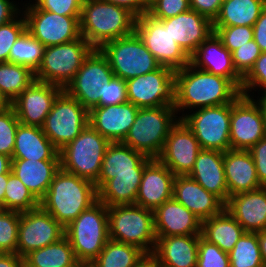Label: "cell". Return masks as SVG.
<instances>
[{
    "instance_id": "cell-1",
    "label": "cell",
    "mask_w": 266,
    "mask_h": 267,
    "mask_svg": "<svg viewBox=\"0 0 266 267\" xmlns=\"http://www.w3.org/2000/svg\"><path fill=\"white\" fill-rule=\"evenodd\" d=\"M241 95L240 89L228 78L214 75L190 63L175 71V105L177 112L214 107L234 102Z\"/></svg>"
},
{
    "instance_id": "cell-2",
    "label": "cell",
    "mask_w": 266,
    "mask_h": 267,
    "mask_svg": "<svg viewBox=\"0 0 266 267\" xmlns=\"http://www.w3.org/2000/svg\"><path fill=\"white\" fill-rule=\"evenodd\" d=\"M97 200L94 182L60 168L39 206L65 228Z\"/></svg>"
},
{
    "instance_id": "cell-3",
    "label": "cell",
    "mask_w": 266,
    "mask_h": 267,
    "mask_svg": "<svg viewBox=\"0 0 266 267\" xmlns=\"http://www.w3.org/2000/svg\"><path fill=\"white\" fill-rule=\"evenodd\" d=\"M80 35L94 49L105 43L130 35L136 17L127 9L101 0H84L80 17Z\"/></svg>"
},
{
    "instance_id": "cell-4",
    "label": "cell",
    "mask_w": 266,
    "mask_h": 267,
    "mask_svg": "<svg viewBox=\"0 0 266 267\" xmlns=\"http://www.w3.org/2000/svg\"><path fill=\"white\" fill-rule=\"evenodd\" d=\"M176 114L174 106L139 108L134 123L121 143L157 159L170 129L179 120Z\"/></svg>"
},
{
    "instance_id": "cell-5",
    "label": "cell",
    "mask_w": 266,
    "mask_h": 267,
    "mask_svg": "<svg viewBox=\"0 0 266 267\" xmlns=\"http://www.w3.org/2000/svg\"><path fill=\"white\" fill-rule=\"evenodd\" d=\"M77 260L92 263L109 240L108 207L97 200L65 227Z\"/></svg>"
},
{
    "instance_id": "cell-6",
    "label": "cell",
    "mask_w": 266,
    "mask_h": 267,
    "mask_svg": "<svg viewBox=\"0 0 266 267\" xmlns=\"http://www.w3.org/2000/svg\"><path fill=\"white\" fill-rule=\"evenodd\" d=\"M110 144L109 140L88 124L73 141L59 151L60 168L95 183Z\"/></svg>"
},
{
    "instance_id": "cell-7",
    "label": "cell",
    "mask_w": 266,
    "mask_h": 267,
    "mask_svg": "<svg viewBox=\"0 0 266 267\" xmlns=\"http://www.w3.org/2000/svg\"><path fill=\"white\" fill-rule=\"evenodd\" d=\"M109 239L152 253L156 245L154 211L136 204L108 207Z\"/></svg>"
},
{
    "instance_id": "cell-8",
    "label": "cell",
    "mask_w": 266,
    "mask_h": 267,
    "mask_svg": "<svg viewBox=\"0 0 266 267\" xmlns=\"http://www.w3.org/2000/svg\"><path fill=\"white\" fill-rule=\"evenodd\" d=\"M93 49L82 36L68 43L45 47L35 80L65 89Z\"/></svg>"
},
{
    "instance_id": "cell-9",
    "label": "cell",
    "mask_w": 266,
    "mask_h": 267,
    "mask_svg": "<svg viewBox=\"0 0 266 267\" xmlns=\"http://www.w3.org/2000/svg\"><path fill=\"white\" fill-rule=\"evenodd\" d=\"M100 50L107 57L114 76L125 81L161 66L135 31L105 43Z\"/></svg>"
},
{
    "instance_id": "cell-10",
    "label": "cell",
    "mask_w": 266,
    "mask_h": 267,
    "mask_svg": "<svg viewBox=\"0 0 266 267\" xmlns=\"http://www.w3.org/2000/svg\"><path fill=\"white\" fill-rule=\"evenodd\" d=\"M89 124V111L63 90L42 126L43 133L60 151Z\"/></svg>"
},
{
    "instance_id": "cell-11",
    "label": "cell",
    "mask_w": 266,
    "mask_h": 267,
    "mask_svg": "<svg viewBox=\"0 0 266 267\" xmlns=\"http://www.w3.org/2000/svg\"><path fill=\"white\" fill-rule=\"evenodd\" d=\"M230 117L231 103L191 110L181 120L194 133L201 149L226 152L231 149Z\"/></svg>"
},
{
    "instance_id": "cell-12",
    "label": "cell",
    "mask_w": 266,
    "mask_h": 267,
    "mask_svg": "<svg viewBox=\"0 0 266 267\" xmlns=\"http://www.w3.org/2000/svg\"><path fill=\"white\" fill-rule=\"evenodd\" d=\"M26 4L21 11L26 20V30L45 47L68 43L81 36V16L59 15L40 10L34 3Z\"/></svg>"
},
{
    "instance_id": "cell-13",
    "label": "cell",
    "mask_w": 266,
    "mask_h": 267,
    "mask_svg": "<svg viewBox=\"0 0 266 267\" xmlns=\"http://www.w3.org/2000/svg\"><path fill=\"white\" fill-rule=\"evenodd\" d=\"M128 102L139 108L175 105V71L160 66L153 72L126 80Z\"/></svg>"
},
{
    "instance_id": "cell-14",
    "label": "cell",
    "mask_w": 266,
    "mask_h": 267,
    "mask_svg": "<svg viewBox=\"0 0 266 267\" xmlns=\"http://www.w3.org/2000/svg\"><path fill=\"white\" fill-rule=\"evenodd\" d=\"M134 31L161 66L176 71L190 63V57L173 40L168 26L161 20L143 14L136 18Z\"/></svg>"
},
{
    "instance_id": "cell-15",
    "label": "cell",
    "mask_w": 266,
    "mask_h": 267,
    "mask_svg": "<svg viewBox=\"0 0 266 267\" xmlns=\"http://www.w3.org/2000/svg\"><path fill=\"white\" fill-rule=\"evenodd\" d=\"M114 77L107 57L93 49L85 58L74 79L64 89L85 109L99 107V89Z\"/></svg>"
},
{
    "instance_id": "cell-16",
    "label": "cell",
    "mask_w": 266,
    "mask_h": 267,
    "mask_svg": "<svg viewBox=\"0 0 266 267\" xmlns=\"http://www.w3.org/2000/svg\"><path fill=\"white\" fill-rule=\"evenodd\" d=\"M266 136V123L254 97L240 95L231 103L230 145L232 150H249Z\"/></svg>"
},
{
    "instance_id": "cell-17",
    "label": "cell",
    "mask_w": 266,
    "mask_h": 267,
    "mask_svg": "<svg viewBox=\"0 0 266 267\" xmlns=\"http://www.w3.org/2000/svg\"><path fill=\"white\" fill-rule=\"evenodd\" d=\"M65 228L40 206L20 213L16 253L24 257L29 252L48 246L65 236Z\"/></svg>"
},
{
    "instance_id": "cell-18",
    "label": "cell",
    "mask_w": 266,
    "mask_h": 267,
    "mask_svg": "<svg viewBox=\"0 0 266 267\" xmlns=\"http://www.w3.org/2000/svg\"><path fill=\"white\" fill-rule=\"evenodd\" d=\"M201 150L194 133L179 119L170 129L163 150L157 159L175 176L189 175Z\"/></svg>"
},
{
    "instance_id": "cell-19",
    "label": "cell",
    "mask_w": 266,
    "mask_h": 267,
    "mask_svg": "<svg viewBox=\"0 0 266 267\" xmlns=\"http://www.w3.org/2000/svg\"><path fill=\"white\" fill-rule=\"evenodd\" d=\"M64 89L55 84L35 80L12 101L21 124L42 127L55 99Z\"/></svg>"
},
{
    "instance_id": "cell-20",
    "label": "cell",
    "mask_w": 266,
    "mask_h": 267,
    "mask_svg": "<svg viewBox=\"0 0 266 267\" xmlns=\"http://www.w3.org/2000/svg\"><path fill=\"white\" fill-rule=\"evenodd\" d=\"M175 175L158 159H152L144 168L135 204L155 211L173 197Z\"/></svg>"
},
{
    "instance_id": "cell-21",
    "label": "cell",
    "mask_w": 266,
    "mask_h": 267,
    "mask_svg": "<svg viewBox=\"0 0 266 267\" xmlns=\"http://www.w3.org/2000/svg\"><path fill=\"white\" fill-rule=\"evenodd\" d=\"M190 64L197 69L228 78L241 89L243 78L235 70L231 52L215 32L190 56Z\"/></svg>"
},
{
    "instance_id": "cell-22",
    "label": "cell",
    "mask_w": 266,
    "mask_h": 267,
    "mask_svg": "<svg viewBox=\"0 0 266 267\" xmlns=\"http://www.w3.org/2000/svg\"><path fill=\"white\" fill-rule=\"evenodd\" d=\"M138 110L139 107L128 101L94 107L89 111V124L111 143L122 142L134 123Z\"/></svg>"
},
{
    "instance_id": "cell-23",
    "label": "cell",
    "mask_w": 266,
    "mask_h": 267,
    "mask_svg": "<svg viewBox=\"0 0 266 267\" xmlns=\"http://www.w3.org/2000/svg\"><path fill=\"white\" fill-rule=\"evenodd\" d=\"M158 20L168 26L173 40L189 57L214 32L213 22L192 9L175 17Z\"/></svg>"
},
{
    "instance_id": "cell-24",
    "label": "cell",
    "mask_w": 266,
    "mask_h": 267,
    "mask_svg": "<svg viewBox=\"0 0 266 267\" xmlns=\"http://www.w3.org/2000/svg\"><path fill=\"white\" fill-rule=\"evenodd\" d=\"M173 198L201 221L218 215L225 209V203L219 197L204 189L189 175L175 177Z\"/></svg>"
},
{
    "instance_id": "cell-25",
    "label": "cell",
    "mask_w": 266,
    "mask_h": 267,
    "mask_svg": "<svg viewBox=\"0 0 266 267\" xmlns=\"http://www.w3.org/2000/svg\"><path fill=\"white\" fill-rule=\"evenodd\" d=\"M202 221L173 197L154 211L156 236L201 234Z\"/></svg>"
},
{
    "instance_id": "cell-26",
    "label": "cell",
    "mask_w": 266,
    "mask_h": 267,
    "mask_svg": "<svg viewBox=\"0 0 266 267\" xmlns=\"http://www.w3.org/2000/svg\"><path fill=\"white\" fill-rule=\"evenodd\" d=\"M225 209L245 232L266 230V187L229 197Z\"/></svg>"
},
{
    "instance_id": "cell-27",
    "label": "cell",
    "mask_w": 266,
    "mask_h": 267,
    "mask_svg": "<svg viewBox=\"0 0 266 267\" xmlns=\"http://www.w3.org/2000/svg\"><path fill=\"white\" fill-rule=\"evenodd\" d=\"M200 235L156 236L152 254L163 266L196 267Z\"/></svg>"
},
{
    "instance_id": "cell-28",
    "label": "cell",
    "mask_w": 266,
    "mask_h": 267,
    "mask_svg": "<svg viewBox=\"0 0 266 267\" xmlns=\"http://www.w3.org/2000/svg\"><path fill=\"white\" fill-rule=\"evenodd\" d=\"M224 172L229 197L262 187L256 174L255 162L248 150L224 152Z\"/></svg>"
},
{
    "instance_id": "cell-29",
    "label": "cell",
    "mask_w": 266,
    "mask_h": 267,
    "mask_svg": "<svg viewBox=\"0 0 266 267\" xmlns=\"http://www.w3.org/2000/svg\"><path fill=\"white\" fill-rule=\"evenodd\" d=\"M224 152L202 149L189 176L224 203L229 199L224 172Z\"/></svg>"
},
{
    "instance_id": "cell-30",
    "label": "cell",
    "mask_w": 266,
    "mask_h": 267,
    "mask_svg": "<svg viewBox=\"0 0 266 267\" xmlns=\"http://www.w3.org/2000/svg\"><path fill=\"white\" fill-rule=\"evenodd\" d=\"M152 160L143 153L135 151L121 142L111 143L104 155L101 173L95 182L97 191L116 174L135 173L144 171L145 166Z\"/></svg>"
},
{
    "instance_id": "cell-31",
    "label": "cell",
    "mask_w": 266,
    "mask_h": 267,
    "mask_svg": "<svg viewBox=\"0 0 266 267\" xmlns=\"http://www.w3.org/2000/svg\"><path fill=\"white\" fill-rule=\"evenodd\" d=\"M59 169L60 160L11 159V172L38 201L45 196Z\"/></svg>"
},
{
    "instance_id": "cell-32",
    "label": "cell",
    "mask_w": 266,
    "mask_h": 267,
    "mask_svg": "<svg viewBox=\"0 0 266 267\" xmlns=\"http://www.w3.org/2000/svg\"><path fill=\"white\" fill-rule=\"evenodd\" d=\"M12 159L60 160V156L42 127L19 123Z\"/></svg>"
},
{
    "instance_id": "cell-33",
    "label": "cell",
    "mask_w": 266,
    "mask_h": 267,
    "mask_svg": "<svg viewBox=\"0 0 266 267\" xmlns=\"http://www.w3.org/2000/svg\"><path fill=\"white\" fill-rule=\"evenodd\" d=\"M244 233L243 227L226 209L202 221L201 236L227 253Z\"/></svg>"
},
{
    "instance_id": "cell-34",
    "label": "cell",
    "mask_w": 266,
    "mask_h": 267,
    "mask_svg": "<svg viewBox=\"0 0 266 267\" xmlns=\"http://www.w3.org/2000/svg\"><path fill=\"white\" fill-rule=\"evenodd\" d=\"M143 172L116 174L98 190V200L107 207L135 204Z\"/></svg>"
},
{
    "instance_id": "cell-35",
    "label": "cell",
    "mask_w": 266,
    "mask_h": 267,
    "mask_svg": "<svg viewBox=\"0 0 266 267\" xmlns=\"http://www.w3.org/2000/svg\"><path fill=\"white\" fill-rule=\"evenodd\" d=\"M23 263L28 267H78L81 264L65 236L55 243L29 252L23 257Z\"/></svg>"
},
{
    "instance_id": "cell-36",
    "label": "cell",
    "mask_w": 266,
    "mask_h": 267,
    "mask_svg": "<svg viewBox=\"0 0 266 267\" xmlns=\"http://www.w3.org/2000/svg\"><path fill=\"white\" fill-rule=\"evenodd\" d=\"M266 6V0H223L213 26L253 27Z\"/></svg>"
},
{
    "instance_id": "cell-37",
    "label": "cell",
    "mask_w": 266,
    "mask_h": 267,
    "mask_svg": "<svg viewBox=\"0 0 266 267\" xmlns=\"http://www.w3.org/2000/svg\"><path fill=\"white\" fill-rule=\"evenodd\" d=\"M145 254L144 250L135 245L109 239L90 265L92 267H133Z\"/></svg>"
},
{
    "instance_id": "cell-38",
    "label": "cell",
    "mask_w": 266,
    "mask_h": 267,
    "mask_svg": "<svg viewBox=\"0 0 266 267\" xmlns=\"http://www.w3.org/2000/svg\"><path fill=\"white\" fill-rule=\"evenodd\" d=\"M34 81L35 73L30 68L8 61L0 62V91L10 103Z\"/></svg>"
},
{
    "instance_id": "cell-39",
    "label": "cell",
    "mask_w": 266,
    "mask_h": 267,
    "mask_svg": "<svg viewBox=\"0 0 266 267\" xmlns=\"http://www.w3.org/2000/svg\"><path fill=\"white\" fill-rule=\"evenodd\" d=\"M45 46L26 30L11 47L8 62L30 68L34 73L40 67Z\"/></svg>"
},
{
    "instance_id": "cell-40",
    "label": "cell",
    "mask_w": 266,
    "mask_h": 267,
    "mask_svg": "<svg viewBox=\"0 0 266 267\" xmlns=\"http://www.w3.org/2000/svg\"><path fill=\"white\" fill-rule=\"evenodd\" d=\"M228 255L230 267H264L257 233L245 232Z\"/></svg>"
},
{
    "instance_id": "cell-41",
    "label": "cell",
    "mask_w": 266,
    "mask_h": 267,
    "mask_svg": "<svg viewBox=\"0 0 266 267\" xmlns=\"http://www.w3.org/2000/svg\"><path fill=\"white\" fill-rule=\"evenodd\" d=\"M39 207V201L24 183L12 172L8 176L5 188L4 210L27 212Z\"/></svg>"
},
{
    "instance_id": "cell-42",
    "label": "cell",
    "mask_w": 266,
    "mask_h": 267,
    "mask_svg": "<svg viewBox=\"0 0 266 267\" xmlns=\"http://www.w3.org/2000/svg\"><path fill=\"white\" fill-rule=\"evenodd\" d=\"M20 212L0 209V253H16Z\"/></svg>"
},
{
    "instance_id": "cell-43",
    "label": "cell",
    "mask_w": 266,
    "mask_h": 267,
    "mask_svg": "<svg viewBox=\"0 0 266 267\" xmlns=\"http://www.w3.org/2000/svg\"><path fill=\"white\" fill-rule=\"evenodd\" d=\"M19 120L12 106L0 111V154L12 159Z\"/></svg>"
},
{
    "instance_id": "cell-44",
    "label": "cell",
    "mask_w": 266,
    "mask_h": 267,
    "mask_svg": "<svg viewBox=\"0 0 266 267\" xmlns=\"http://www.w3.org/2000/svg\"><path fill=\"white\" fill-rule=\"evenodd\" d=\"M26 31V20L21 12L15 19L0 25V62H7L11 47Z\"/></svg>"
},
{
    "instance_id": "cell-45",
    "label": "cell",
    "mask_w": 266,
    "mask_h": 267,
    "mask_svg": "<svg viewBox=\"0 0 266 267\" xmlns=\"http://www.w3.org/2000/svg\"><path fill=\"white\" fill-rule=\"evenodd\" d=\"M214 32L223 45L232 53L234 50L253 40V27L249 26H213Z\"/></svg>"
},
{
    "instance_id": "cell-46",
    "label": "cell",
    "mask_w": 266,
    "mask_h": 267,
    "mask_svg": "<svg viewBox=\"0 0 266 267\" xmlns=\"http://www.w3.org/2000/svg\"><path fill=\"white\" fill-rule=\"evenodd\" d=\"M196 267H230L229 255L200 235Z\"/></svg>"
},
{
    "instance_id": "cell-47",
    "label": "cell",
    "mask_w": 266,
    "mask_h": 267,
    "mask_svg": "<svg viewBox=\"0 0 266 267\" xmlns=\"http://www.w3.org/2000/svg\"><path fill=\"white\" fill-rule=\"evenodd\" d=\"M266 91V52H262L261 55L255 61L254 66L249 73L243 78L241 84V94L247 97H253L250 92L252 90ZM257 89V90H256Z\"/></svg>"
},
{
    "instance_id": "cell-48",
    "label": "cell",
    "mask_w": 266,
    "mask_h": 267,
    "mask_svg": "<svg viewBox=\"0 0 266 267\" xmlns=\"http://www.w3.org/2000/svg\"><path fill=\"white\" fill-rule=\"evenodd\" d=\"M261 53L254 39L234 50L231 54L236 72L244 78L252 69Z\"/></svg>"
},
{
    "instance_id": "cell-49",
    "label": "cell",
    "mask_w": 266,
    "mask_h": 267,
    "mask_svg": "<svg viewBox=\"0 0 266 267\" xmlns=\"http://www.w3.org/2000/svg\"><path fill=\"white\" fill-rule=\"evenodd\" d=\"M189 9V0H149L148 14L155 19H167Z\"/></svg>"
},
{
    "instance_id": "cell-50",
    "label": "cell",
    "mask_w": 266,
    "mask_h": 267,
    "mask_svg": "<svg viewBox=\"0 0 266 267\" xmlns=\"http://www.w3.org/2000/svg\"><path fill=\"white\" fill-rule=\"evenodd\" d=\"M99 91V106L118 105L127 102L126 81L113 77Z\"/></svg>"
},
{
    "instance_id": "cell-51",
    "label": "cell",
    "mask_w": 266,
    "mask_h": 267,
    "mask_svg": "<svg viewBox=\"0 0 266 267\" xmlns=\"http://www.w3.org/2000/svg\"><path fill=\"white\" fill-rule=\"evenodd\" d=\"M34 1V0H33ZM84 0H35L40 10H47L64 16H81Z\"/></svg>"
},
{
    "instance_id": "cell-52",
    "label": "cell",
    "mask_w": 266,
    "mask_h": 267,
    "mask_svg": "<svg viewBox=\"0 0 266 267\" xmlns=\"http://www.w3.org/2000/svg\"><path fill=\"white\" fill-rule=\"evenodd\" d=\"M248 151L255 162L258 181L262 187H266V136Z\"/></svg>"
},
{
    "instance_id": "cell-53",
    "label": "cell",
    "mask_w": 266,
    "mask_h": 267,
    "mask_svg": "<svg viewBox=\"0 0 266 267\" xmlns=\"http://www.w3.org/2000/svg\"><path fill=\"white\" fill-rule=\"evenodd\" d=\"M190 9L205 16L212 22L218 17L223 0H189Z\"/></svg>"
},
{
    "instance_id": "cell-54",
    "label": "cell",
    "mask_w": 266,
    "mask_h": 267,
    "mask_svg": "<svg viewBox=\"0 0 266 267\" xmlns=\"http://www.w3.org/2000/svg\"><path fill=\"white\" fill-rule=\"evenodd\" d=\"M127 9L136 18L148 13L149 0H101Z\"/></svg>"
},
{
    "instance_id": "cell-55",
    "label": "cell",
    "mask_w": 266,
    "mask_h": 267,
    "mask_svg": "<svg viewBox=\"0 0 266 267\" xmlns=\"http://www.w3.org/2000/svg\"><path fill=\"white\" fill-rule=\"evenodd\" d=\"M253 39L261 52H266V6L253 25Z\"/></svg>"
},
{
    "instance_id": "cell-56",
    "label": "cell",
    "mask_w": 266,
    "mask_h": 267,
    "mask_svg": "<svg viewBox=\"0 0 266 267\" xmlns=\"http://www.w3.org/2000/svg\"><path fill=\"white\" fill-rule=\"evenodd\" d=\"M12 0H0V25L15 19L22 11Z\"/></svg>"
},
{
    "instance_id": "cell-57",
    "label": "cell",
    "mask_w": 266,
    "mask_h": 267,
    "mask_svg": "<svg viewBox=\"0 0 266 267\" xmlns=\"http://www.w3.org/2000/svg\"><path fill=\"white\" fill-rule=\"evenodd\" d=\"M23 257L17 253H0V267H20Z\"/></svg>"
},
{
    "instance_id": "cell-58",
    "label": "cell",
    "mask_w": 266,
    "mask_h": 267,
    "mask_svg": "<svg viewBox=\"0 0 266 267\" xmlns=\"http://www.w3.org/2000/svg\"><path fill=\"white\" fill-rule=\"evenodd\" d=\"M133 267H158V261L152 253H146Z\"/></svg>"
},
{
    "instance_id": "cell-59",
    "label": "cell",
    "mask_w": 266,
    "mask_h": 267,
    "mask_svg": "<svg viewBox=\"0 0 266 267\" xmlns=\"http://www.w3.org/2000/svg\"><path fill=\"white\" fill-rule=\"evenodd\" d=\"M258 243L260 248V253L263 260V265L266 267V230L257 232Z\"/></svg>"
},
{
    "instance_id": "cell-60",
    "label": "cell",
    "mask_w": 266,
    "mask_h": 267,
    "mask_svg": "<svg viewBox=\"0 0 266 267\" xmlns=\"http://www.w3.org/2000/svg\"><path fill=\"white\" fill-rule=\"evenodd\" d=\"M11 173V169L4 174H0V209L4 210V196H5V188L8 182V176Z\"/></svg>"
},
{
    "instance_id": "cell-61",
    "label": "cell",
    "mask_w": 266,
    "mask_h": 267,
    "mask_svg": "<svg viewBox=\"0 0 266 267\" xmlns=\"http://www.w3.org/2000/svg\"><path fill=\"white\" fill-rule=\"evenodd\" d=\"M11 169V158L0 154V174L7 173Z\"/></svg>"
},
{
    "instance_id": "cell-62",
    "label": "cell",
    "mask_w": 266,
    "mask_h": 267,
    "mask_svg": "<svg viewBox=\"0 0 266 267\" xmlns=\"http://www.w3.org/2000/svg\"><path fill=\"white\" fill-rule=\"evenodd\" d=\"M262 93H261L262 96H260V97L258 96L259 99L255 100V101L260 106L263 117L265 119V123H266V91H264Z\"/></svg>"
},
{
    "instance_id": "cell-63",
    "label": "cell",
    "mask_w": 266,
    "mask_h": 267,
    "mask_svg": "<svg viewBox=\"0 0 266 267\" xmlns=\"http://www.w3.org/2000/svg\"><path fill=\"white\" fill-rule=\"evenodd\" d=\"M11 106V103L5 98V96L0 91V111Z\"/></svg>"
},
{
    "instance_id": "cell-64",
    "label": "cell",
    "mask_w": 266,
    "mask_h": 267,
    "mask_svg": "<svg viewBox=\"0 0 266 267\" xmlns=\"http://www.w3.org/2000/svg\"><path fill=\"white\" fill-rule=\"evenodd\" d=\"M78 267H92L90 264H80Z\"/></svg>"
},
{
    "instance_id": "cell-65",
    "label": "cell",
    "mask_w": 266,
    "mask_h": 267,
    "mask_svg": "<svg viewBox=\"0 0 266 267\" xmlns=\"http://www.w3.org/2000/svg\"><path fill=\"white\" fill-rule=\"evenodd\" d=\"M20 267H28V266L23 263Z\"/></svg>"
},
{
    "instance_id": "cell-66",
    "label": "cell",
    "mask_w": 266,
    "mask_h": 267,
    "mask_svg": "<svg viewBox=\"0 0 266 267\" xmlns=\"http://www.w3.org/2000/svg\"><path fill=\"white\" fill-rule=\"evenodd\" d=\"M158 267H167V266H163V265L158 264Z\"/></svg>"
}]
</instances>
